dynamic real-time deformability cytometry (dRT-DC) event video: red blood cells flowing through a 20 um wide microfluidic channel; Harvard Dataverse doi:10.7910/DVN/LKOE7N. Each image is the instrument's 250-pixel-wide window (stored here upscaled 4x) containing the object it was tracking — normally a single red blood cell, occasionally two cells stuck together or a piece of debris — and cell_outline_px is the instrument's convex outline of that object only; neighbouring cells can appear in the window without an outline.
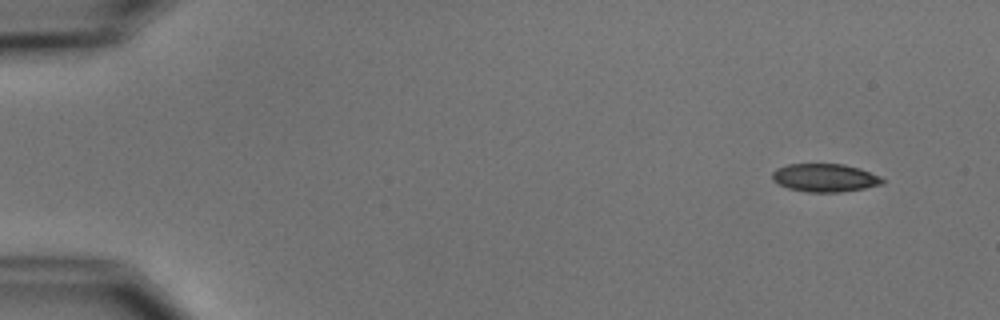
{"species": "common noctule bat (a hibernating species)", "species_latin": "Nyctalus noctula", "temperature_condition": "cold", "stored_images_in_passage": 8, "camera_frame_rate_fps": 3000, "um_per_image_px": 0.085, "animal": {"sex": "male", "body_mass_g": 15.6}, "frame": {"image": 1, "passage_image": 1, "time_ms": 0.0, "image_size_px": [1000, 320], "cell_outline_px": [[884, 184], [864, 188], [840, 192], [808, 192], [788, 188], [772, 180], [772, 172], [776, 168], [788, 164], [844, 164], [860, 168], [880, 176], [884, 180]], "centroid_in_image_um": [70.12, 15.1], "position_along_channel_um": 14.9, "area_um2": 18.09}}
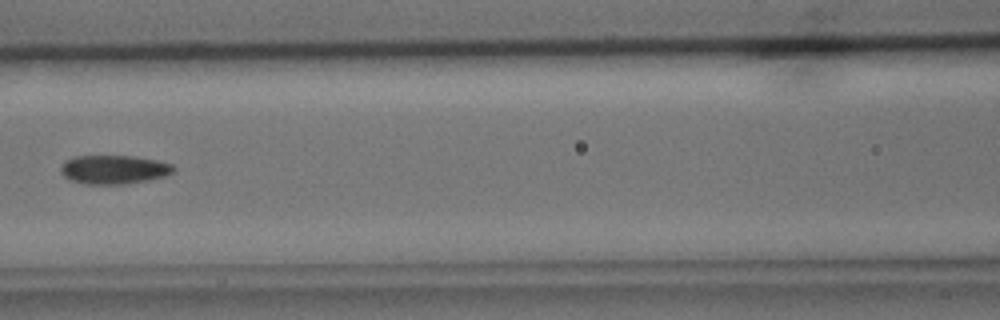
{"frame": {"image": 2, "passage_image": 7, "time_ms": 7.0, "image_size_px": [1000, 320], "cell_outline_px": [[176, 168], [172, 172], [164, 176], [148, 180], [128, 184], [84, 184], [72, 180], [64, 176], [60, 172], [60, 168], [64, 160], [76, 156], [132, 156], [156, 160], [172, 164]], "centroid_in_image_um": [9.66, 14.41], "position_along_channel_um": 156.9, "area_um2": 18.96}}
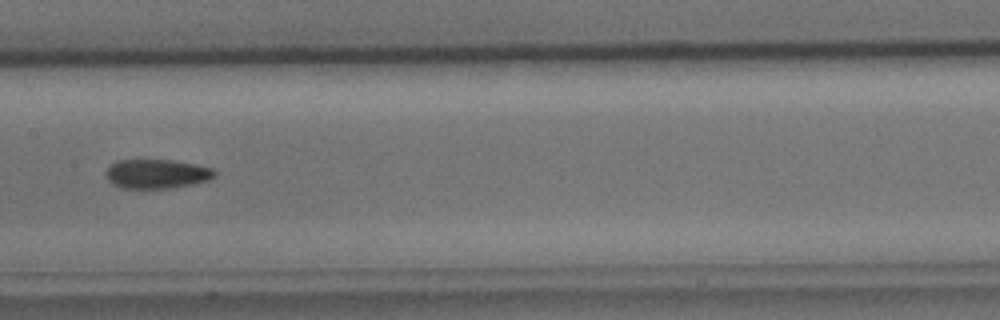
{"frame": {"image": 3, "passage_image": 8, "time_ms": 8.0, "image_size_px": [1000, 320], "cell_outline_px": [[216, 176], [208, 180], [192, 184], [168, 188], [120, 188], [112, 184], [108, 180], [104, 172], [116, 160], [168, 160], [196, 164], [212, 168], [216, 172]], "centroid_in_image_um": [13.3, 14.78], "position_along_channel_um": 194.1, "area_um2": 18.5}}